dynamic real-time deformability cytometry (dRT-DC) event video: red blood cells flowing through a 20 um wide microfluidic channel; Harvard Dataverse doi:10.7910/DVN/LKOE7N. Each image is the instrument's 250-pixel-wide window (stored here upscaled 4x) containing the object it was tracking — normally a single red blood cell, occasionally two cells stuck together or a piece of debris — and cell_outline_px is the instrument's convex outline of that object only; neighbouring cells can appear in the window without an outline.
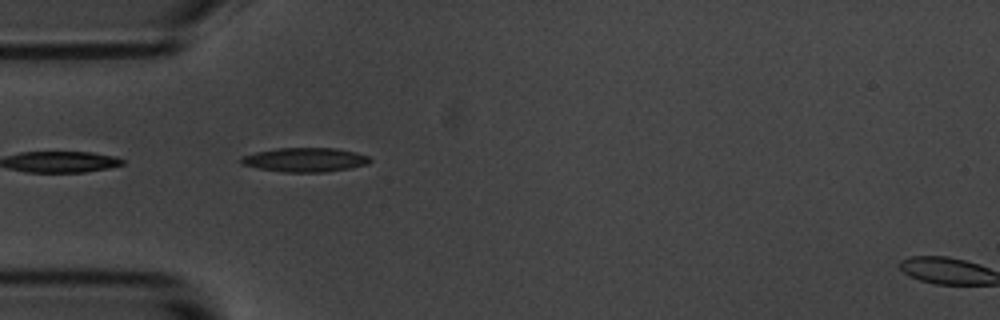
{"species": "common noctule bat (a hibernating species)", "species_latin": "Nyctalus noctula", "temperature_condition": "room temperature", "stored_images_in_passage": 2, "segment_of_instrument_passage": [1, 2], "camera_frame_rate_fps": 3000, "um_per_image_px": 0.085, "animal": {"sex": "male", "body_mass_g": 20.1, "forearm_length_mm": 53.5}, "frame": {"image": 1, "passage_image": 1, "time_ms": 0.0, "image_size_px": [1000, 320], "cell_outline_px": [[372, 160], [368, 164], [348, 168], [324, 172], [284, 172], [260, 168], [240, 164], [240, 156], [256, 152], [276, 148], [336, 148], [356, 152], [368, 156]], "centroid_in_image_um": [25.91, 13.57], "position_along_channel_um": 59.1, "area_um2": 18.09}}